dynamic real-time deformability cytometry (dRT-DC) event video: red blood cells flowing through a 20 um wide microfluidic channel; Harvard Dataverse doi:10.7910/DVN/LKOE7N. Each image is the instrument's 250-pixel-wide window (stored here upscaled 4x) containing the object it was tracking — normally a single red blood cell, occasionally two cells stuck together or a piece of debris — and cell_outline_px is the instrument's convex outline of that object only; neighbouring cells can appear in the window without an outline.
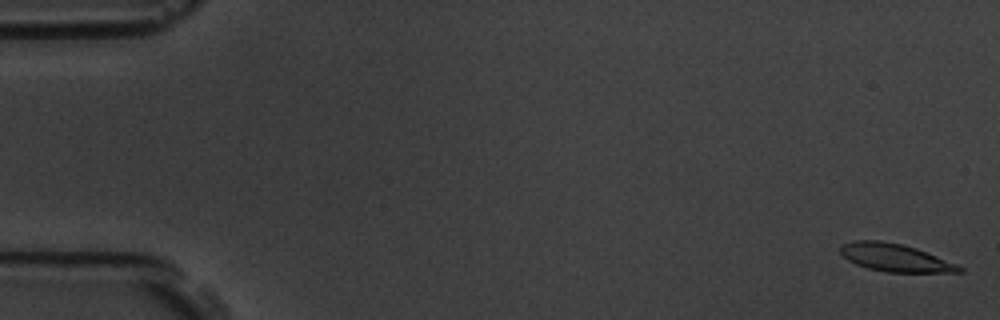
{"species": "common noctule bat (a hibernating species)", "species_latin": "Nyctalus noctula", "temperature_condition": "room temperature", "stored_images_in_passage": 58, "camera_frame_rate_fps": 3000, "um_per_image_px": 0.085, "animal": {"sex": "male", "body_mass_g": 19.5, "forearm_length_mm": 54.6}, "frame": {"image": 1, "passage_image": 2, "time_ms": 0.333, "image_size_px": [1000, 320], "cell_outline_px": [[964, 272], [888, 272], [868, 268], [856, 264], [848, 260], [840, 252], [840, 248], [844, 244], [856, 240], [880, 240], [900, 244], [916, 248], [956, 264], [964, 268]], "centroid_in_image_um": [76.08, 21.9], "position_along_channel_um": 8.9, "area_um2": 18.9}}
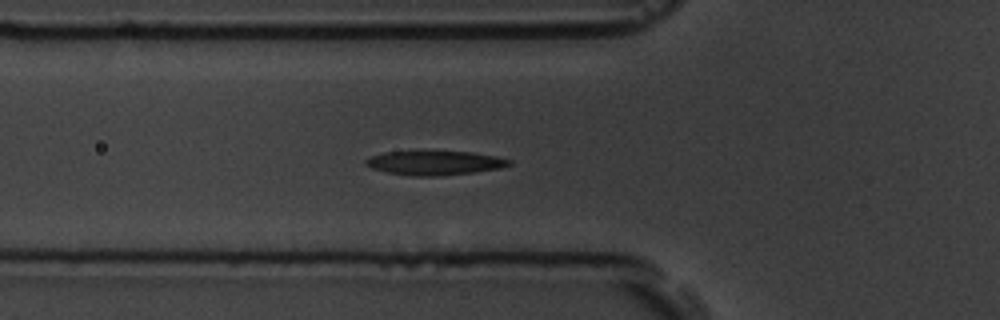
{"frame": {"image": 2, "passage_image": 21, "time_ms": 6.667, "image_size_px": [1000, 320], "cell_outline_px": [[512, 164], [500, 168], [472, 172], [436, 176], [412, 176], [388, 172], [372, 168], [364, 164], [364, 160], [368, 156], [384, 152], [472, 152], [496, 156], [512, 160]], "centroid_in_image_um": [36.93, 13.85], "position_along_channel_um": 88.9, "area_um2": 20.0}}
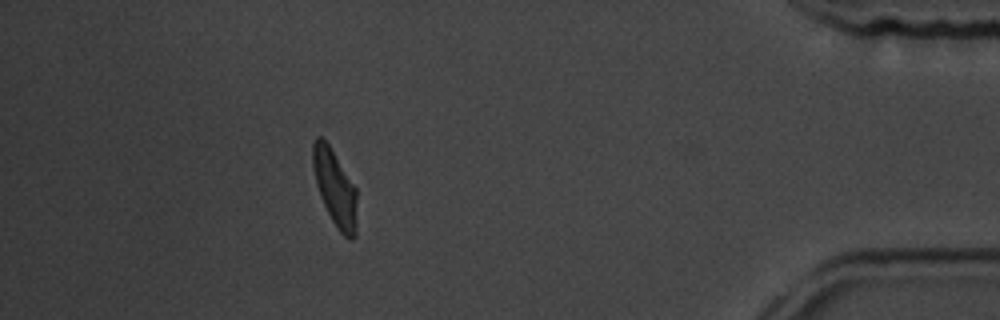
{"frame": {"image": 3, "passage_image": 52, "time_ms": 17.0, "image_size_px": [1000, 320], "cell_outline_px": [[356, 236], [352, 240], [348, 240], [336, 228], [320, 196], [316, 184], [312, 164], [312, 144], [316, 136], [320, 136], [328, 144], [356, 188]], "centroid_in_image_um": [28.46, 16.0], "position_along_channel_um": 406.7, "area_um2": 19.48}, "authors_computed_cell_mechanics": {"area_um2": 20.2878, "velocity_mm_per_s": 3.5719, "shape_relaxation_time_tau1_ms": 3.204, "shape_relaxation_time_tau2_ms": 2.7815, "deformation_change_tau1": 0.1568, "deformation_change_tau2": 0.0999}}